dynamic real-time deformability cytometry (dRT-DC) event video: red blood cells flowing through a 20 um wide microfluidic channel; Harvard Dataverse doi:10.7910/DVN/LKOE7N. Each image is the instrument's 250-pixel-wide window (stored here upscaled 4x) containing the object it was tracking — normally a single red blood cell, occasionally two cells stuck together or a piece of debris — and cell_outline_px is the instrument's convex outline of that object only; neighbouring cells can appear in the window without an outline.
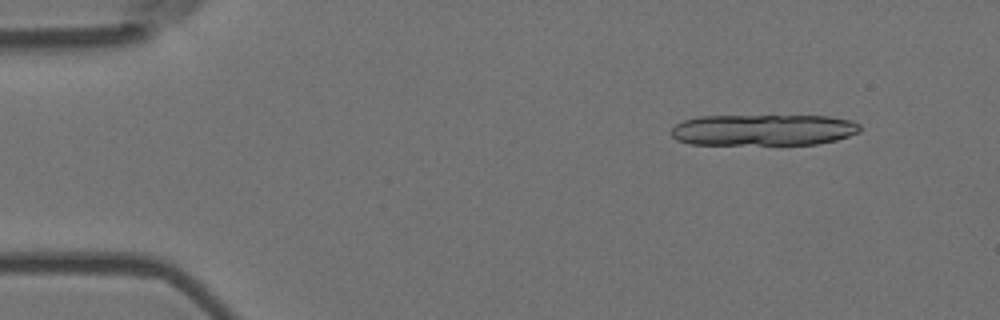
{"species": "Egyptian fruit bat (a non-hibernating species)", "species_latin": "Rousettus aegyptiacus", "temperature_condition": "room temperature", "stored_images_in_passage": 13, "camera_frame_rate_fps": 3000, "um_per_image_px": 0.085, "animal": {"sex": "female"}, "frame": {"image": 1, "passage_image": 6, "time_ms": 1.667, "image_size_px": [1000, 320], "cell_outline_px": [[860, 132], [836, 140], [816, 144], [692, 144], [676, 140], [672, 136], [672, 128], [676, 124], [684, 120], [700, 116], [828, 116], [852, 120], [860, 124]], "centroid_in_image_um": [64.9, 11.04], "position_along_channel_um": 20.1, "area_um2": 34.39}}